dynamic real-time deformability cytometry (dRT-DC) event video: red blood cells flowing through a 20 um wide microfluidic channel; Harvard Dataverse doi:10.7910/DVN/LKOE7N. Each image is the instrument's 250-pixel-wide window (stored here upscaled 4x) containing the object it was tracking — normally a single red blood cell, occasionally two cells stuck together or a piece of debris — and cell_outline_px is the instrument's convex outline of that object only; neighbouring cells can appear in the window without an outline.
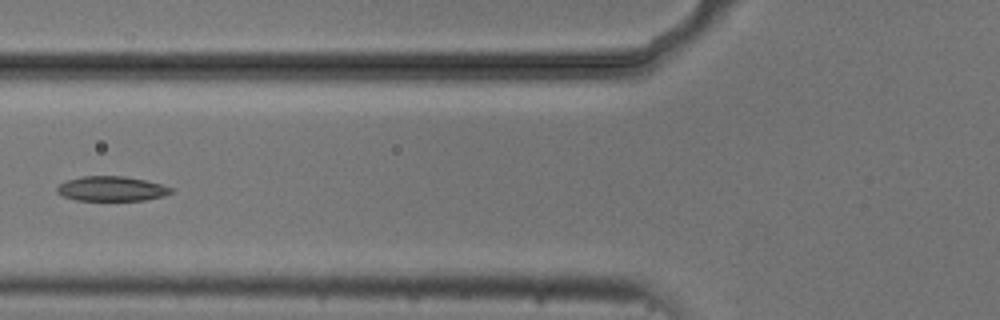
{"species": "common noctule bat (a hibernating species)", "species_latin": "Nyctalus noctula", "temperature_condition": "cold", "stored_images_in_passage": 7, "camera_frame_rate_fps": 3000, "um_per_image_px": 0.085, "animal": {"sex": "male", "body_mass_g": 20.5, "forearm_length_mm": 52.5}, "frame": {"image": 1, "passage_image": 6, "time_ms": 5.667, "image_size_px": [1000, 320], "cell_outline_px": [[172, 192], [164, 196], [144, 200], [76, 200], [64, 196], [56, 192], [56, 188], [60, 184], [68, 180], [80, 176], [124, 176], [144, 180], [160, 184], [172, 188]], "centroid_in_image_um": [9.47, 16.04], "position_along_channel_um": 116.3, "area_um2": 16.3}}
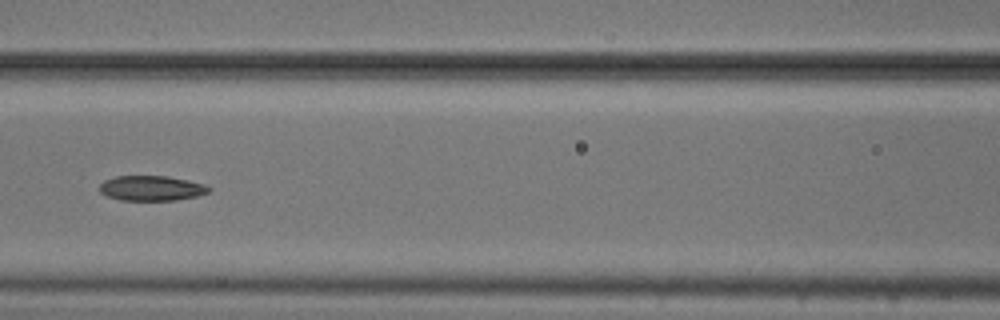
{"frame": {"image": 2, "passage_image": 7, "time_ms": 6.667, "image_size_px": [1000, 320], "cell_outline_px": [[212, 188], [208, 192], [196, 196], [176, 200], [120, 200], [108, 196], [100, 192], [100, 184], [104, 180], [116, 176], [168, 176], [188, 180], [204, 184]], "centroid_in_image_um": [12.88, 15.99], "position_along_channel_um": 153.7, "area_um2": 15.9}}